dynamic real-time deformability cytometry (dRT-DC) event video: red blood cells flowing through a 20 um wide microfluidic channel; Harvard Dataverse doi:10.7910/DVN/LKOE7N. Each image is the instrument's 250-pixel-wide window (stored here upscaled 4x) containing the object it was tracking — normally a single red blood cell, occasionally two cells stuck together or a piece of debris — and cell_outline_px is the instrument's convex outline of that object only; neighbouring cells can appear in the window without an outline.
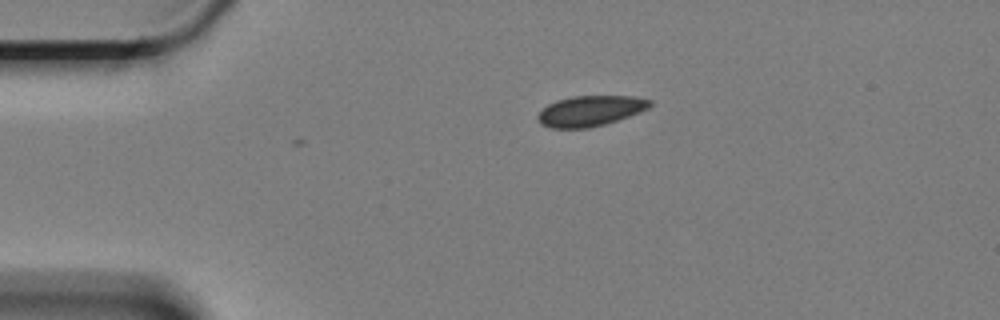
{"species": "Egyptian fruit bat (a non-hibernating species)", "species_latin": "Rousettus aegyptiacus", "temperature_condition": "cold", "stored_images_in_passage": 2, "camera_frame_rate_fps": 3000, "um_per_image_px": 0.085, "animal": {"sex": "female"}, "frame": {"image": 1, "passage_image": 1, "time_ms": 0.0, "image_size_px": [1000, 320], "cell_outline_px": [[652, 104], [648, 108], [640, 112], [604, 124], [588, 128], [552, 128], [540, 124], [536, 116], [548, 104], [556, 100], [572, 96], [636, 96], [652, 100]], "centroid_in_image_um": [50.17, 9.42], "position_along_channel_um": 34.8, "area_um2": 19.88}}